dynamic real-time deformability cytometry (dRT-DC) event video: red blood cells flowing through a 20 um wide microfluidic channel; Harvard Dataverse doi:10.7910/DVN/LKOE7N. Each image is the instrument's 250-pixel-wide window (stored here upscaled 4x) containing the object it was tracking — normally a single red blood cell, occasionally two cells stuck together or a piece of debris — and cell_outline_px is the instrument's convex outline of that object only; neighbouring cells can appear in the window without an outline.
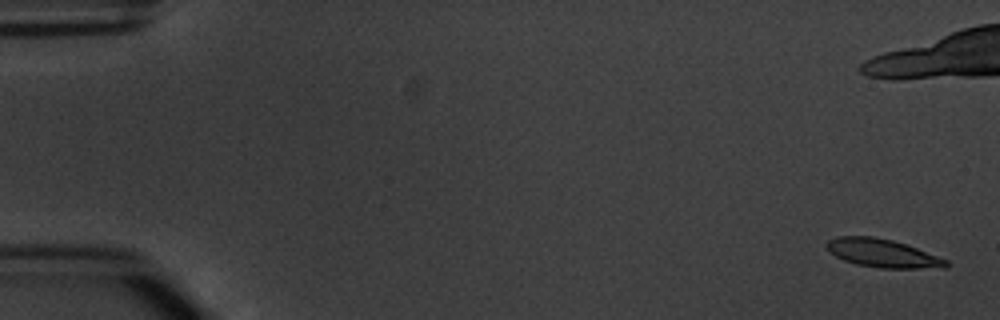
{"species": "common noctule bat (a hibernating species)", "species_latin": "Nyctalus noctula", "temperature_condition": "warm", "stored_images_in_passage": 5, "segment_of_instrument_passage": [2, 2], "camera_frame_rate_fps": 3000, "um_per_image_px": 0.085, "animal": {"sex": "male", "body_mass_g": 20.1, "forearm_length_mm": 53.5}, "frame": {"image": 1, "passage_image": 5, "time_ms": 5.667, "image_size_px": [1000, 320], "cell_outline_px": [[948, 264], [944, 268], [880, 268], [856, 264], [844, 260], [836, 256], [824, 244], [828, 240], [836, 236], [872, 236], [892, 240], [916, 248], [948, 260]], "centroid_in_image_um": [75.0, 21.52], "position_along_channel_um": 10.0, "area_um2": 19.48}}